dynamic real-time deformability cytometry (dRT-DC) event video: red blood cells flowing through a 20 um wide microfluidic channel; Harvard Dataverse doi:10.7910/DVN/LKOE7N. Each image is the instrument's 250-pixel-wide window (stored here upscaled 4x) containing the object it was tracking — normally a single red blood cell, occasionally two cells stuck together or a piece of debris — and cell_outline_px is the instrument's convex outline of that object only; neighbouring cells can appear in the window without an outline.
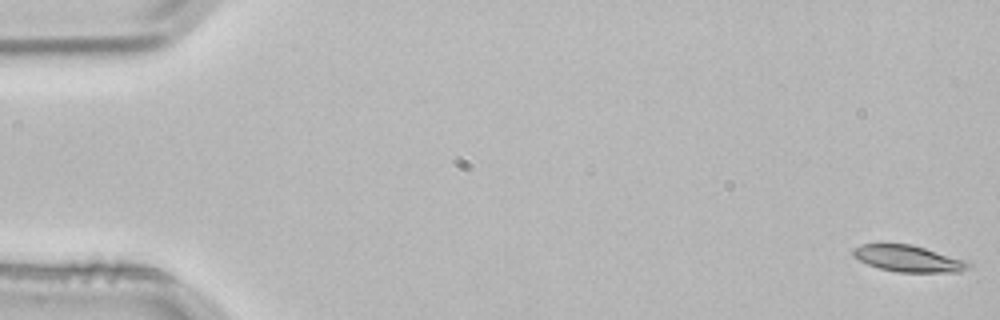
{"species": "common noctule bat (a hibernating species)", "species_latin": "Nyctalus noctula", "temperature_condition": "room temperature", "stored_images_in_passage": 5, "segment_of_instrument_passage": [1, 2], "camera_frame_rate_fps": 3000, "um_per_image_px": 0.085, "animal": {"sex": "male", "body_mass_g": 21.5, "forearm_length_mm": 52.0}, "frame": {"image": 1, "passage_image": 1, "time_ms": 0.0, "image_size_px": [1000, 320], "cell_outline_px": [[972, 264], [968, 268], [960, 272], [900, 272], [880, 268], [868, 264], [852, 256], [852, 248], [860, 244], [912, 244], [972, 260]], "centroid_in_image_um": [77.3, 21.97], "position_along_channel_um": 7.7, "area_um2": 18.21}}
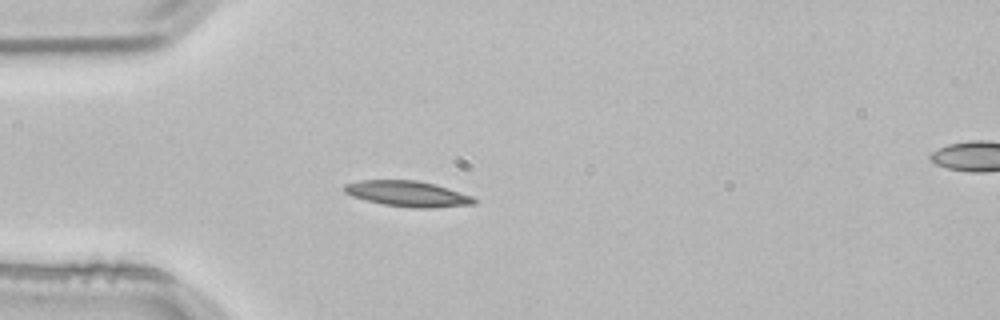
{"frame": {"image": 2, "passage_image": 4, "time_ms": 1.0, "image_size_px": [1000, 320], "cell_outline_px": [[476, 204], [436, 208], [412, 208], [384, 204], [352, 196], [344, 192], [344, 184], [360, 180], [416, 180], [436, 184], [472, 196], [476, 200]], "centroid_in_image_um": [34.68, 16.47], "position_along_channel_um": 50.3, "area_um2": 19.42}}